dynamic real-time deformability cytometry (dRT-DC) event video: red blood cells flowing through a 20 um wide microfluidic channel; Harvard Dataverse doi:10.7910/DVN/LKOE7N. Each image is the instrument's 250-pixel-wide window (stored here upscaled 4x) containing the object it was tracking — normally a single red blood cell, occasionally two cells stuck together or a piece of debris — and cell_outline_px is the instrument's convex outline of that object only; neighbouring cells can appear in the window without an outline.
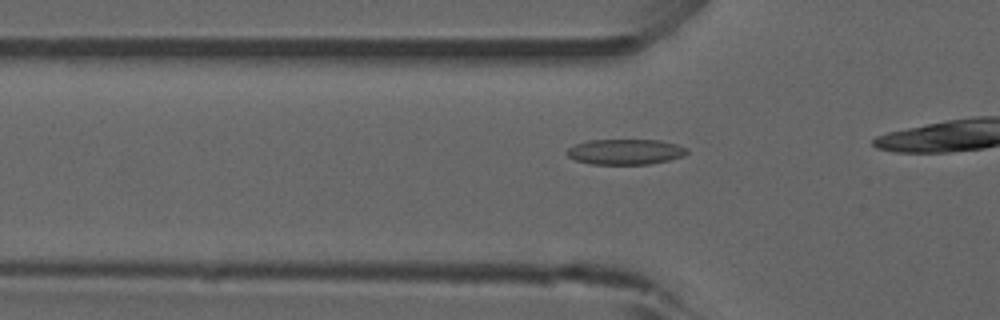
{"species": "common noctule bat (a hibernating species)", "species_latin": "Nyctalus noctula", "temperature_condition": "room temperature", "stored_images_in_passage": 16, "camera_frame_rate_fps": 3000, "um_per_image_px": 0.085, "animal": {"sex": "male", "forearm_length_mm": 52.5}, "frame": {"image": 1, "passage_image": 10, "time_ms": 3.0, "image_size_px": [1000, 320], "cell_outline_px": [[688, 152], [684, 156], [668, 160], [648, 164], [592, 164], [576, 160], [568, 156], [568, 148], [576, 144], [588, 140], [660, 140], [676, 144], [688, 148]], "centroid_in_image_um": [53.19, 12.9], "position_along_channel_um": 72.6, "area_um2": 17.69}}
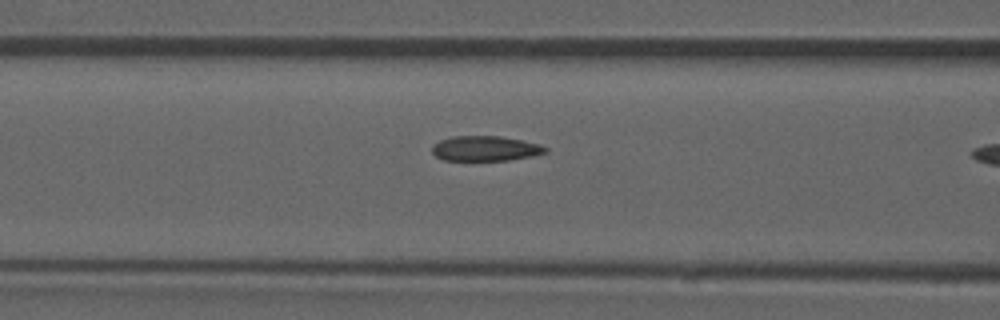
{"frame": {"image": 2, "passage_image": 14, "time_ms": 4.333, "image_size_px": [1000, 320], "cell_outline_px": [[548, 152], [532, 156], [508, 160], [444, 160], [436, 156], [432, 152], [432, 144], [440, 140], [452, 136], [500, 136], [524, 140], [540, 144], [548, 148]], "centroid_in_image_um": [41.27, 12.61], "position_along_channel_um": 125.3, "area_um2": 16.65}}